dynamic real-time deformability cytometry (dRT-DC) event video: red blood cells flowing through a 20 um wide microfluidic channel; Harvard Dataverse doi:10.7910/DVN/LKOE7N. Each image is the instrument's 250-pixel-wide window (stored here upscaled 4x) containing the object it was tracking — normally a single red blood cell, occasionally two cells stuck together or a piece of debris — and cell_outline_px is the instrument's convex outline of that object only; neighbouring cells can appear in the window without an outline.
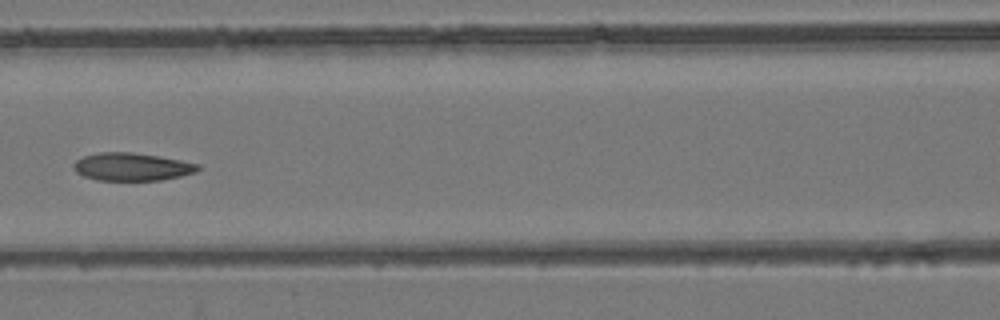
{"species": "common noctule bat (a hibernating species)", "species_latin": "Nyctalus noctula", "temperature_condition": "room temperature", "stored_images_in_passage": 5, "camera_frame_rate_fps": 3000, "um_per_image_px": 0.085, "animal": {"sex": "female", "body_mass_g": 24.6, "forearm_length_mm": 56.2}, "frame": {"image": 1, "passage_image": 4, "time_ms": 1.0, "image_size_px": [1000, 320], "cell_outline_px": [[200, 168], [196, 172], [180, 176], [160, 180], [96, 180], [84, 176], [76, 172], [72, 168], [72, 164], [76, 160], [84, 156], [100, 152], [132, 152], [180, 160], [200, 164]], "centroid_in_image_um": [11.18, 14.18], "position_along_channel_um": 155.4, "area_um2": 20.11}}
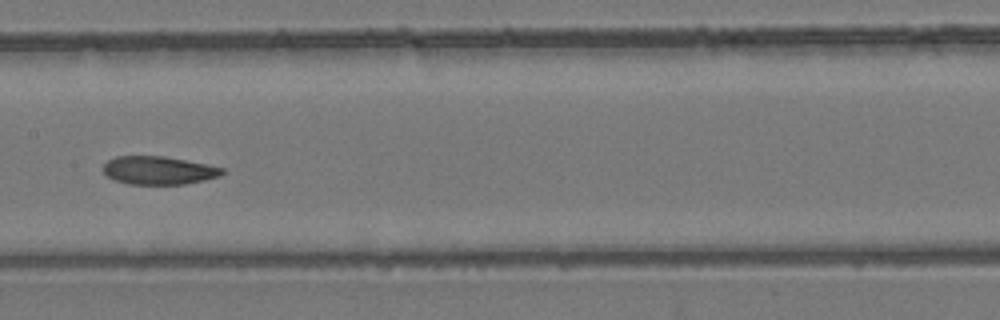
{"frame": {"image": 2, "passage_image": 5, "time_ms": 1.333, "image_size_px": [1000, 320], "cell_outline_px": [[224, 172], [220, 176], [204, 180], [184, 184], [128, 184], [112, 180], [104, 172], [104, 164], [108, 160], [116, 156], [164, 156], [224, 168]], "centroid_in_image_um": [13.45, 14.49], "position_along_channel_um": 193.9, "area_um2": 19.42}}